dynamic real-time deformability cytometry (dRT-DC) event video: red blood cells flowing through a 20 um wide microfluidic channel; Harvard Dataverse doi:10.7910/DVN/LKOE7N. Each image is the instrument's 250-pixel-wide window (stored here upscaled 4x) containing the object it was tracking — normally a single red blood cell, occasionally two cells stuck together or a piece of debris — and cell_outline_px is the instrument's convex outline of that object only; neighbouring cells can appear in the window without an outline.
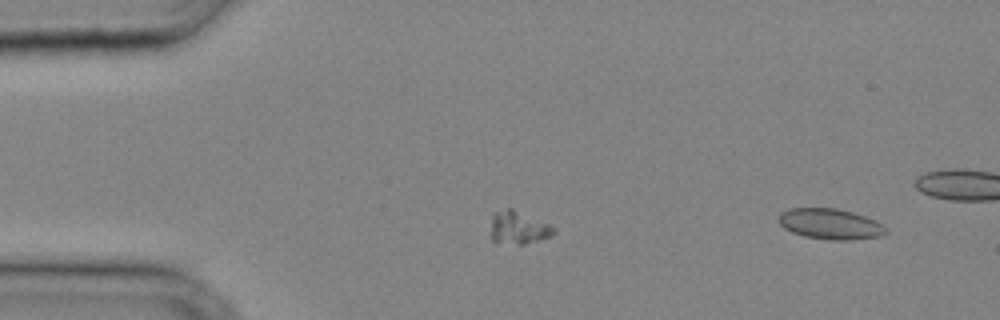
{"species": "common noctule bat (a hibernating species)", "species_latin": "Nyctalus noctula", "temperature_condition": "cold", "stored_images_in_passage": 4, "segment_of_instrument_passage": [2, 2], "camera_frame_rate_fps": 3000, "um_per_image_px": 0.085, "animal": {"sex": "male", "body_mass_g": 20.4}, "frame": {"image": 1, "passage_image": 4, "time_ms": 1.0, "image_size_px": [1000, 320], "cell_outline_px": [[888, 232], [880, 236], [848, 240], [832, 240], [804, 236], [792, 232], [784, 228], [776, 220], [780, 212], [788, 208], [836, 208], [852, 212], [876, 220], [888, 228]], "centroid_in_image_um": [70.55, 19.03], "position_along_channel_um": 14.4, "area_um2": 19.31}}